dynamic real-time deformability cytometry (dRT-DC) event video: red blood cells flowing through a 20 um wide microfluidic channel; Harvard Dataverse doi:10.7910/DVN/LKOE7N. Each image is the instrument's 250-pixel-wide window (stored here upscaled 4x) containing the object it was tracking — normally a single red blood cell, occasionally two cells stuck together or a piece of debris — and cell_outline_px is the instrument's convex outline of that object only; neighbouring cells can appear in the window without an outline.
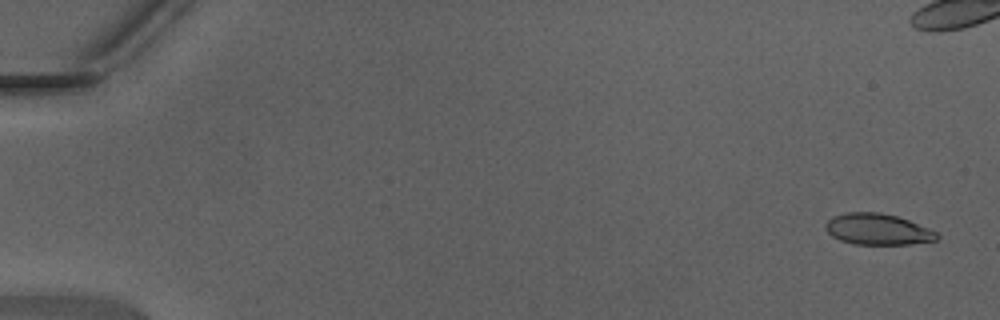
{"species": "Egyptian fruit bat (a non-hibernating species)", "species_latin": "Rousettus aegyptiacus", "temperature_condition": "warm", "stored_images_in_passage": 42, "camera_frame_rate_fps": 3000, "um_per_image_px": 0.085, "animal": {"sex": "male"}, "frame": {"image": 1, "passage_image": 2, "time_ms": 0.333, "image_size_px": [1000, 320], "cell_outline_px": [[940, 236], [936, 240], [912, 244], [852, 244], [840, 240], [832, 236], [824, 228], [824, 224], [832, 216], [848, 212], [880, 212], [896, 216], [908, 220], [928, 228], [936, 232]], "centroid_in_image_um": [74.57, 19.49], "position_along_channel_um": 10.4, "area_um2": 20.23}}
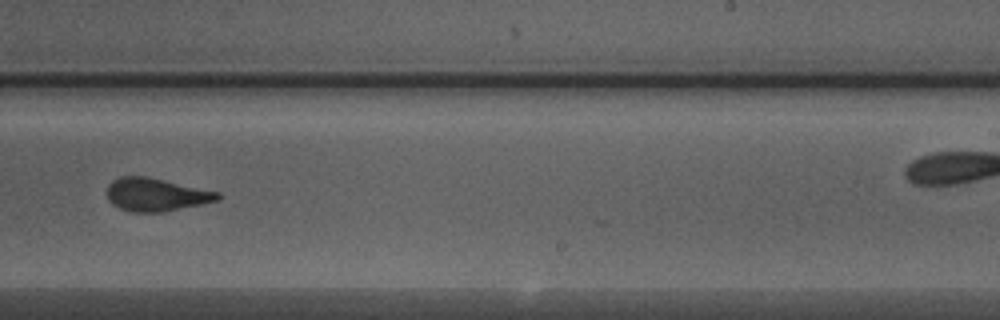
{"frame": {"image": 2, "passage_image": 31, "time_ms": 10.0, "image_size_px": [1000, 320], "cell_outline_px": [[220, 200], [160, 212], [128, 212], [112, 204], [108, 200], [108, 184], [112, 180], [120, 176], [148, 176], [220, 192]], "centroid_in_image_um": [13.24, 16.53], "position_along_channel_um": 275.8, "area_um2": 21.33}}
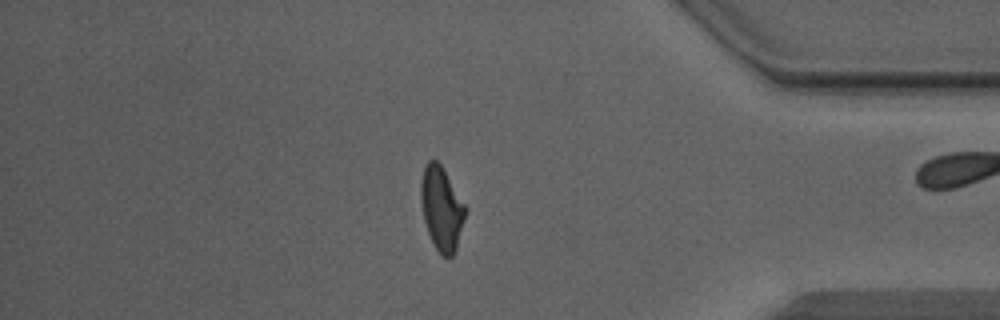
{"frame": {"image": 3, "passage_image": 41, "time_ms": 13.333, "image_size_px": [1000, 320], "cell_outline_px": [[468, 208], [456, 252], [448, 260], [436, 248], [428, 232], [424, 220], [420, 200], [420, 184], [424, 168], [428, 160], [436, 160], [440, 164]], "centroid_in_image_um": [37.56, 17.75], "position_along_channel_um": 397.6, "area_um2": 21.85}}